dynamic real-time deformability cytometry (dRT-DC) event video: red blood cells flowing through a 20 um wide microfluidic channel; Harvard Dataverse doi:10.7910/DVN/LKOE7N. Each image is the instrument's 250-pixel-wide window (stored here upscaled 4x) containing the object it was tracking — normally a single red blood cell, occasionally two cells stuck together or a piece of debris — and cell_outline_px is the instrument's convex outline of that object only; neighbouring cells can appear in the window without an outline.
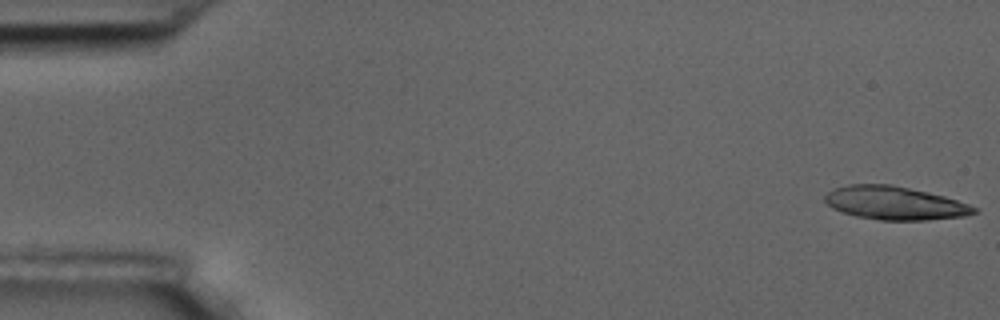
{"species": "common noctule bat (a hibernating species)", "species_latin": "Nyctalus noctula", "temperature_condition": "room temperature", "stored_images_in_passage": 54, "camera_frame_rate_fps": 3000, "um_per_image_px": 0.085, "animal": {"sex": "male", "body_mass_g": 17.5, "forearm_length_mm": 52.3}, "frame": {"image": 1, "passage_image": 1, "time_ms": 0.0, "image_size_px": [1000, 320], "cell_outline_px": [[980, 212], [964, 216], [924, 220], [880, 220], [856, 216], [832, 208], [824, 200], [824, 196], [832, 188], [848, 184], [892, 184], [928, 192], [944, 196], [980, 208]], "centroid_in_image_um": [76.06, 17.25], "position_along_channel_um": 8.9, "area_um2": 29.07}}
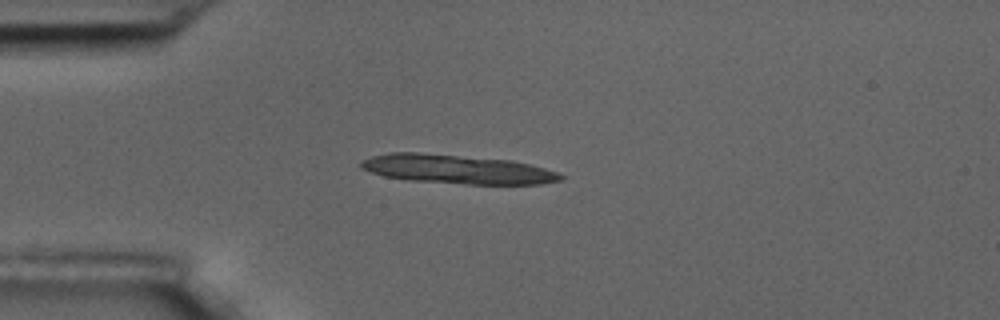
{"frame": {"image": 2, "passage_image": 14, "time_ms": 4.333, "image_size_px": [1000, 320], "cell_outline_px": [[564, 180], [540, 184], [464, 184], [412, 180], [384, 176], [372, 172], [364, 168], [360, 164], [360, 160], [372, 156], [388, 152], [416, 152], [512, 160], [560, 172], [564, 176]], "centroid_in_image_um": [38.9, 14.38], "position_along_channel_um": 46.1, "area_um2": 33.64}, "authors_computed_cell_mechanics": {"area_um2": 23.7558, "velocity_mm_per_s": 3.6286, "shape_relaxation_time_tau1_ms": 9.333, "shape_relaxation_time_tau2_ms": 4.2273, "deformation_change_tau1": 0.1675, "deformation_change_tau2": 0.1181}}